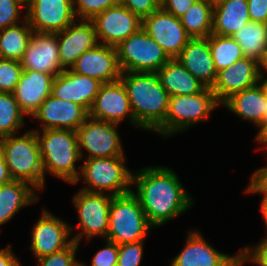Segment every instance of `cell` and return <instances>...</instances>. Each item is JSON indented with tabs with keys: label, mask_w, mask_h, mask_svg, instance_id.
I'll return each mask as SVG.
<instances>
[{
	"label": "cell",
	"mask_w": 267,
	"mask_h": 266,
	"mask_svg": "<svg viewBox=\"0 0 267 266\" xmlns=\"http://www.w3.org/2000/svg\"><path fill=\"white\" fill-rule=\"evenodd\" d=\"M250 22L247 0H219L214 3L211 34L232 36Z\"/></svg>",
	"instance_id": "cell-26"
},
{
	"label": "cell",
	"mask_w": 267,
	"mask_h": 266,
	"mask_svg": "<svg viewBox=\"0 0 267 266\" xmlns=\"http://www.w3.org/2000/svg\"><path fill=\"white\" fill-rule=\"evenodd\" d=\"M24 116L13 93L0 92V139L15 135L25 123Z\"/></svg>",
	"instance_id": "cell-33"
},
{
	"label": "cell",
	"mask_w": 267,
	"mask_h": 266,
	"mask_svg": "<svg viewBox=\"0 0 267 266\" xmlns=\"http://www.w3.org/2000/svg\"><path fill=\"white\" fill-rule=\"evenodd\" d=\"M263 81V82H262ZM260 83L263 85L265 91H266V94H267V78L265 77H260Z\"/></svg>",
	"instance_id": "cell-53"
},
{
	"label": "cell",
	"mask_w": 267,
	"mask_h": 266,
	"mask_svg": "<svg viewBox=\"0 0 267 266\" xmlns=\"http://www.w3.org/2000/svg\"><path fill=\"white\" fill-rule=\"evenodd\" d=\"M88 116L116 124H120L127 116L129 122L134 125V115L127 91L120 79L100 86L98 94L88 111Z\"/></svg>",
	"instance_id": "cell-15"
},
{
	"label": "cell",
	"mask_w": 267,
	"mask_h": 266,
	"mask_svg": "<svg viewBox=\"0 0 267 266\" xmlns=\"http://www.w3.org/2000/svg\"><path fill=\"white\" fill-rule=\"evenodd\" d=\"M91 21L95 25L97 40L103 41L99 43L112 47H117L142 28V19L121 3L97 14Z\"/></svg>",
	"instance_id": "cell-12"
},
{
	"label": "cell",
	"mask_w": 267,
	"mask_h": 266,
	"mask_svg": "<svg viewBox=\"0 0 267 266\" xmlns=\"http://www.w3.org/2000/svg\"><path fill=\"white\" fill-rule=\"evenodd\" d=\"M119 3L141 19L160 8V0H119Z\"/></svg>",
	"instance_id": "cell-40"
},
{
	"label": "cell",
	"mask_w": 267,
	"mask_h": 266,
	"mask_svg": "<svg viewBox=\"0 0 267 266\" xmlns=\"http://www.w3.org/2000/svg\"><path fill=\"white\" fill-rule=\"evenodd\" d=\"M117 125L88 116L76 131L81 158L83 149L88 152L85 159L125 156Z\"/></svg>",
	"instance_id": "cell-10"
},
{
	"label": "cell",
	"mask_w": 267,
	"mask_h": 266,
	"mask_svg": "<svg viewBox=\"0 0 267 266\" xmlns=\"http://www.w3.org/2000/svg\"><path fill=\"white\" fill-rule=\"evenodd\" d=\"M221 266H241L240 252L235 256H230Z\"/></svg>",
	"instance_id": "cell-50"
},
{
	"label": "cell",
	"mask_w": 267,
	"mask_h": 266,
	"mask_svg": "<svg viewBox=\"0 0 267 266\" xmlns=\"http://www.w3.org/2000/svg\"><path fill=\"white\" fill-rule=\"evenodd\" d=\"M151 228L138 198L129 192L113 196L109 208V228L105 240L118 245L144 241Z\"/></svg>",
	"instance_id": "cell-5"
},
{
	"label": "cell",
	"mask_w": 267,
	"mask_h": 266,
	"mask_svg": "<svg viewBox=\"0 0 267 266\" xmlns=\"http://www.w3.org/2000/svg\"><path fill=\"white\" fill-rule=\"evenodd\" d=\"M142 28L170 59H176L191 39L180 19L161 7L142 19Z\"/></svg>",
	"instance_id": "cell-11"
},
{
	"label": "cell",
	"mask_w": 267,
	"mask_h": 266,
	"mask_svg": "<svg viewBox=\"0 0 267 266\" xmlns=\"http://www.w3.org/2000/svg\"><path fill=\"white\" fill-rule=\"evenodd\" d=\"M79 244L75 241L62 251L38 258L39 266H78L80 262L76 260V252Z\"/></svg>",
	"instance_id": "cell-36"
},
{
	"label": "cell",
	"mask_w": 267,
	"mask_h": 266,
	"mask_svg": "<svg viewBox=\"0 0 267 266\" xmlns=\"http://www.w3.org/2000/svg\"><path fill=\"white\" fill-rule=\"evenodd\" d=\"M105 248L98 250L93 256L92 266H116L118 263V244L105 240ZM86 266L83 262H80Z\"/></svg>",
	"instance_id": "cell-39"
},
{
	"label": "cell",
	"mask_w": 267,
	"mask_h": 266,
	"mask_svg": "<svg viewBox=\"0 0 267 266\" xmlns=\"http://www.w3.org/2000/svg\"><path fill=\"white\" fill-rule=\"evenodd\" d=\"M120 80L126 88L134 125L156 131L165 121L169 94L157 72H122Z\"/></svg>",
	"instance_id": "cell-2"
},
{
	"label": "cell",
	"mask_w": 267,
	"mask_h": 266,
	"mask_svg": "<svg viewBox=\"0 0 267 266\" xmlns=\"http://www.w3.org/2000/svg\"><path fill=\"white\" fill-rule=\"evenodd\" d=\"M36 131L42 167L45 172L74 184L80 172L75 163L81 160L77 132L67 129Z\"/></svg>",
	"instance_id": "cell-3"
},
{
	"label": "cell",
	"mask_w": 267,
	"mask_h": 266,
	"mask_svg": "<svg viewBox=\"0 0 267 266\" xmlns=\"http://www.w3.org/2000/svg\"><path fill=\"white\" fill-rule=\"evenodd\" d=\"M246 192L248 193H260L263 195L262 201H261V213L263 216L264 224L266 225L267 230V191L253 178L251 177V180L249 182V185L247 186Z\"/></svg>",
	"instance_id": "cell-43"
},
{
	"label": "cell",
	"mask_w": 267,
	"mask_h": 266,
	"mask_svg": "<svg viewBox=\"0 0 267 266\" xmlns=\"http://www.w3.org/2000/svg\"><path fill=\"white\" fill-rule=\"evenodd\" d=\"M77 21L56 32L60 64L64 69H70L82 53L99 43L94 23L91 20Z\"/></svg>",
	"instance_id": "cell-20"
},
{
	"label": "cell",
	"mask_w": 267,
	"mask_h": 266,
	"mask_svg": "<svg viewBox=\"0 0 267 266\" xmlns=\"http://www.w3.org/2000/svg\"><path fill=\"white\" fill-rule=\"evenodd\" d=\"M259 68H260V77H264L265 75L264 72H267V53L264 55L263 60L259 63Z\"/></svg>",
	"instance_id": "cell-51"
},
{
	"label": "cell",
	"mask_w": 267,
	"mask_h": 266,
	"mask_svg": "<svg viewBox=\"0 0 267 266\" xmlns=\"http://www.w3.org/2000/svg\"><path fill=\"white\" fill-rule=\"evenodd\" d=\"M117 3L119 0H73V7L77 20H92L97 14Z\"/></svg>",
	"instance_id": "cell-35"
},
{
	"label": "cell",
	"mask_w": 267,
	"mask_h": 266,
	"mask_svg": "<svg viewBox=\"0 0 267 266\" xmlns=\"http://www.w3.org/2000/svg\"><path fill=\"white\" fill-rule=\"evenodd\" d=\"M0 153L14 180L26 181L39 190L44 188L46 177L36 131L29 130L18 137L11 135L1 138Z\"/></svg>",
	"instance_id": "cell-4"
},
{
	"label": "cell",
	"mask_w": 267,
	"mask_h": 266,
	"mask_svg": "<svg viewBox=\"0 0 267 266\" xmlns=\"http://www.w3.org/2000/svg\"><path fill=\"white\" fill-rule=\"evenodd\" d=\"M232 37L241 46L243 54L260 63L267 53V24L248 22L243 25Z\"/></svg>",
	"instance_id": "cell-29"
},
{
	"label": "cell",
	"mask_w": 267,
	"mask_h": 266,
	"mask_svg": "<svg viewBox=\"0 0 267 266\" xmlns=\"http://www.w3.org/2000/svg\"><path fill=\"white\" fill-rule=\"evenodd\" d=\"M13 178L10 175L6 161L3 155L0 153V186L12 181Z\"/></svg>",
	"instance_id": "cell-46"
},
{
	"label": "cell",
	"mask_w": 267,
	"mask_h": 266,
	"mask_svg": "<svg viewBox=\"0 0 267 266\" xmlns=\"http://www.w3.org/2000/svg\"><path fill=\"white\" fill-rule=\"evenodd\" d=\"M208 41L217 72L245 57L241 46L232 36L210 34Z\"/></svg>",
	"instance_id": "cell-32"
},
{
	"label": "cell",
	"mask_w": 267,
	"mask_h": 266,
	"mask_svg": "<svg viewBox=\"0 0 267 266\" xmlns=\"http://www.w3.org/2000/svg\"><path fill=\"white\" fill-rule=\"evenodd\" d=\"M214 4L196 0L179 19L191 38H206L212 33Z\"/></svg>",
	"instance_id": "cell-30"
},
{
	"label": "cell",
	"mask_w": 267,
	"mask_h": 266,
	"mask_svg": "<svg viewBox=\"0 0 267 266\" xmlns=\"http://www.w3.org/2000/svg\"><path fill=\"white\" fill-rule=\"evenodd\" d=\"M251 22L267 24V0H247Z\"/></svg>",
	"instance_id": "cell-42"
},
{
	"label": "cell",
	"mask_w": 267,
	"mask_h": 266,
	"mask_svg": "<svg viewBox=\"0 0 267 266\" xmlns=\"http://www.w3.org/2000/svg\"><path fill=\"white\" fill-rule=\"evenodd\" d=\"M132 185H135L136 191L131 192L138 198L154 228L183 214L194 204L179 177L168 167L141 168L133 174Z\"/></svg>",
	"instance_id": "cell-1"
},
{
	"label": "cell",
	"mask_w": 267,
	"mask_h": 266,
	"mask_svg": "<svg viewBox=\"0 0 267 266\" xmlns=\"http://www.w3.org/2000/svg\"><path fill=\"white\" fill-rule=\"evenodd\" d=\"M35 190L32 184L14 179L0 186V226L9 222L21 208L38 201Z\"/></svg>",
	"instance_id": "cell-27"
},
{
	"label": "cell",
	"mask_w": 267,
	"mask_h": 266,
	"mask_svg": "<svg viewBox=\"0 0 267 266\" xmlns=\"http://www.w3.org/2000/svg\"><path fill=\"white\" fill-rule=\"evenodd\" d=\"M22 72L20 61L0 58V92L13 93Z\"/></svg>",
	"instance_id": "cell-34"
},
{
	"label": "cell",
	"mask_w": 267,
	"mask_h": 266,
	"mask_svg": "<svg viewBox=\"0 0 267 266\" xmlns=\"http://www.w3.org/2000/svg\"><path fill=\"white\" fill-rule=\"evenodd\" d=\"M262 265L267 266V236L254 247H245Z\"/></svg>",
	"instance_id": "cell-44"
},
{
	"label": "cell",
	"mask_w": 267,
	"mask_h": 266,
	"mask_svg": "<svg viewBox=\"0 0 267 266\" xmlns=\"http://www.w3.org/2000/svg\"><path fill=\"white\" fill-rule=\"evenodd\" d=\"M220 103L211 88L193 95H177L169 98L168 111L164 123L155 131L164 137L188 130V128L208 119Z\"/></svg>",
	"instance_id": "cell-7"
},
{
	"label": "cell",
	"mask_w": 267,
	"mask_h": 266,
	"mask_svg": "<svg viewBox=\"0 0 267 266\" xmlns=\"http://www.w3.org/2000/svg\"><path fill=\"white\" fill-rule=\"evenodd\" d=\"M176 59L203 85L212 88L217 78V71L208 37L191 38Z\"/></svg>",
	"instance_id": "cell-23"
},
{
	"label": "cell",
	"mask_w": 267,
	"mask_h": 266,
	"mask_svg": "<svg viewBox=\"0 0 267 266\" xmlns=\"http://www.w3.org/2000/svg\"><path fill=\"white\" fill-rule=\"evenodd\" d=\"M73 230L69 224L45 209L33 225L30 250L37 259L62 251L74 242L72 237L69 238Z\"/></svg>",
	"instance_id": "cell-13"
},
{
	"label": "cell",
	"mask_w": 267,
	"mask_h": 266,
	"mask_svg": "<svg viewBox=\"0 0 267 266\" xmlns=\"http://www.w3.org/2000/svg\"><path fill=\"white\" fill-rule=\"evenodd\" d=\"M259 82V63L251 58L243 57L217 72V78L211 90L222 105L233 94L255 86Z\"/></svg>",
	"instance_id": "cell-18"
},
{
	"label": "cell",
	"mask_w": 267,
	"mask_h": 266,
	"mask_svg": "<svg viewBox=\"0 0 267 266\" xmlns=\"http://www.w3.org/2000/svg\"><path fill=\"white\" fill-rule=\"evenodd\" d=\"M125 157L89 158L84 159L77 181L81 178L86 182L82 190L96 193L110 192L112 196H120L132 191L133 173L124 165Z\"/></svg>",
	"instance_id": "cell-6"
},
{
	"label": "cell",
	"mask_w": 267,
	"mask_h": 266,
	"mask_svg": "<svg viewBox=\"0 0 267 266\" xmlns=\"http://www.w3.org/2000/svg\"><path fill=\"white\" fill-rule=\"evenodd\" d=\"M23 7L27 8L33 0H17Z\"/></svg>",
	"instance_id": "cell-52"
},
{
	"label": "cell",
	"mask_w": 267,
	"mask_h": 266,
	"mask_svg": "<svg viewBox=\"0 0 267 266\" xmlns=\"http://www.w3.org/2000/svg\"><path fill=\"white\" fill-rule=\"evenodd\" d=\"M251 176L267 191V166L260 167Z\"/></svg>",
	"instance_id": "cell-48"
},
{
	"label": "cell",
	"mask_w": 267,
	"mask_h": 266,
	"mask_svg": "<svg viewBox=\"0 0 267 266\" xmlns=\"http://www.w3.org/2000/svg\"><path fill=\"white\" fill-rule=\"evenodd\" d=\"M223 105L238 117L253 122L259 129L265 123L266 91L260 82L233 94Z\"/></svg>",
	"instance_id": "cell-25"
},
{
	"label": "cell",
	"mask_w": 267,
	"mask_h": 266,
	"mask_svg": "<svg viewBox=\"0 0 267 266\" xmlns=\"http://www.w3.org/2000/svg\"><path fill=\"white\" fill-rule=\"evenodd\" d=\"M157 73L170 97L198 94L206 88L177 59H170Z\"/></svg>",
	"instance_id": "cell-28"
},
{
	"label": "cell",
	"mask_w": 267,
	"mask_h": 266,
	"mask_svg": "<svg viewBox=\"0 0 267 266\" xmlns=\"http://www.w3.org/2000/svg\"><path fill=\"white\" fill-rule=\"evenodd\" d=\"M32 117L41 121L42 130L67 129L77 131L87 119L88 111L78 103L50 95Z\"/></svg>",
	"instance_id": "cell-19"
},
{
	"label": "cell",
	"mask_w": 267,
	"mask_h": 266,
	"mask_svg": "<svg viewBox=\"0 0 267 266\" xmlns=\"http://www.w3.org/2000/svg\"><path fill=\"white\" fill-rule=\"evenodd\" d=\"M26 20L34 32L56 33L76 21L73 0H33Z\"/></svg>",
	"instance_id": "cell-14"
},
{
	"label": "cell",
	"mask_w": 267,
	"mask_h": 266,
	"mask_svg": "<svg viewBox=\"0 0 267 266\" xmlns=\"http://www.w3.org/2000/svg\"><path fill=\"white\" fill-rule=\"evenodd\" d=\"M101 85L97 79L76 74L67 68L53 79L51 95L78 103L89 111Z\"/></svg>",
	"instance_id": "cell-21"
},
{
	"label": "cell",
	"mask_w": 267,
	"mask_h": 266,
	"mask_svg": "<svg viewBox=\"0 0 267 266\" xmlns=\"http://www.w3.org/2000/svg\"><path fill=\"white\" fill-rule=\"evenodd\" d=\"M11 245L0 249V266H20L21 262L14 256Z\"/></svg>",
	"instance_id": "cell-45"
},
{
	"label": "cell",
	"mask_w": 267,
	"mask_h": 266,
	"mask_svg": "<svg viewBox=\"0 0 267 266\" xmlns=\"http://www.w3.org/2000/svg\"><path fill=\"white\" fill-rule=\"evenodd\" d=\"M196 0H160V7L180 18Z\"/></svg>",
	"instance_id": "cell-41"
},
{
	"label": "cell",
	"mask_w": 267,
	"mask_h": 266,
	"mask_svg": "<svg viewBox=\"0 0 267 266\" xmlns=\"http://www.w3.org/2000/svg\"><path fill=\"white\" fill-rule=\"evenodd\" d=\"M70 70L97 79L102 84L119 80L122 73L116 47L100 43L82 53Z\"/></svg>",
	"instance_id": "cell-17"
},
{
	"label": "cell",
	"mask_w": 267,
	"mask_h": 266,
	"mask_svg": "<svg viewBox=\"0 0 267 266\" xmlns=\"http://www.w3.org/2000/svg\"><path fill=\"white\" fill-rule=\"evenodd\" d=\"M240 257H241V266H243L244 262H253L254 264H257V266H265L262 265L246 248L242 249L240 251Z\"/></svg>",
	"instance_id": "cell-49"
},
{
	"label": "cell",
	"mask_w": 267,
	"mask_h": 266,
	"mask_svg": "<svg viewBox=\"0 0 267 266\" xmlns=\"http://www.w3.org/2000/svg\"><path fill=\"white\" fill-rule=\"evenodd\" d=\"M112 197L109 193L88 192L82 189L78 191L73 197V203L78 212V227L82 231L72 236L73 241L80 244L83 237L88 241L96 236L106 239Z\"/></svg>",
	"instance_id": "cell-9"
},
{
	"label": "cell",
	"mask_w": 267,
	"mask_h": 266,
	"mask_svg": "<svg viewBox=\"0 0 267 266\" xmlns=\"http://www.w3.org/2000/svg\"><path fill=\"white\" fill-rule=\"evenodd\" d=\"M230 256L209 245L198 230H190L185 246L170 266H221Z\"/></svg>",
	"instance_id": "cell-24"
},
{
	"label": "cell",
	"mask_w": 267,
	"mask_h": 266,
	"mask_svg": "<svg viewBox=\"0 0 267 266\" xmlns=\"http://www.w3.org/2000/svg\"><path fill=\"white\" fill-rule=\"evenodd\" d=\"M208 1H210V2H212L214 4V3H216L219 0H208Z\"/></svg>",
	"instance_id": "cell-54"
},
{
	"label": "cell",
	"mask_w": 267,
	"mask_h": 266,
	"mask_svg": "<svg viewBox=\"0 0 267 266\" xmlns=\"http://www.w3.org/2000/svg\"><path fill=\"white\" fill-rule=\"evenodd\" d=\"M20 63L23 70L58 76L64 68L60 64L57 34L34 32Z\"/></svg>",
	"instance_id": "cell-16"
},
{
	"label": "cell",
	"mask_w": 267,
	"mask_h": 266,
	"mask_svg": "<svg viewBox=\"0 0 267 266\" xmlns=\"http://www.w3.org/2000/svg\"><path fill=\"white\" fill-rule=\"evenodd\" d=\"M144 241L118 245V263L116 266H140L143 257Z\"/></svg>",
	"instance_id": "cell-37"
},
{
	"label": "cell",
	"mask_w": 267,
	"mask_h": 266,
	"mask_svg": "<svg viewBox=\"0 0 267 266\" xmlns=\"http://www.w3.org/2000/svg\"><path fill=\"white\" fill-rule=\"evenodd\" d=\"M53 79L54 77L50 74L23 70L13 95L25 115L32 117L46 98L51 95Z\"/></svg>",
	"instance_id": "cell-22"
},
{
	"label": "cell",
	"mask_w": 267,
	"mask_h": 266,
	"mask_svg": "<svg viewBox=\"0 0 267 266\" xmlns=\"http://www.w3.org/2000/svg\"><path fill=\"white\" fill-rule=\"evenodd\" d=\"M20 24L0 30V58L22 59L34 31L26 19Z\"/></svg>",
	"instance_id": "cell-31"
},
{
	"label": "cell",
	"mask_w": 267,
	"mask_h": 266,
	"mask_svg": "<svg viewBox=\"0 0 267 266\" xmlns=\"http://www.w3.org/2000/svg\"><path fill=\"white\" fill-rule=\"evenodd\" d=\"M256 141H258L263 147L267 148V94H266V111H265V123L260 127L256 135Z\"/></svg>",
	"instance_id": "cell-47"
},
{
	"label": "cell",
	"mask_w": 267,
	"mask_h": 266,
	"mask_svg": "<svg viewBox=\"0 0 267 266\" xmlns=\"http://www.w3.org/2000/svg\"><path fill=\"white\" fill-rule=\"evenodd\" d=\"M20 8L23 9V6L17 0H0V30L7 27L15 26L18 21H24L20 19Z\"/></svg>",
	"instance_id": "cell-38"
},
{
	"label": "cell",
	"mask_w": 267,
	"mask_h": 266,
	"mask_svg": "<svg viewBox=\"0 0 267 266\" xmlns=\"http://www.w3.org/2000/svg\"><path fill=\"white\" fill-rule=\"evenodd\" d=\"M116 50L121 72H158L170 60L143 28L121 42Z\"/></svg>",
	"instance_id": "cell-8"
}]
</instances>
